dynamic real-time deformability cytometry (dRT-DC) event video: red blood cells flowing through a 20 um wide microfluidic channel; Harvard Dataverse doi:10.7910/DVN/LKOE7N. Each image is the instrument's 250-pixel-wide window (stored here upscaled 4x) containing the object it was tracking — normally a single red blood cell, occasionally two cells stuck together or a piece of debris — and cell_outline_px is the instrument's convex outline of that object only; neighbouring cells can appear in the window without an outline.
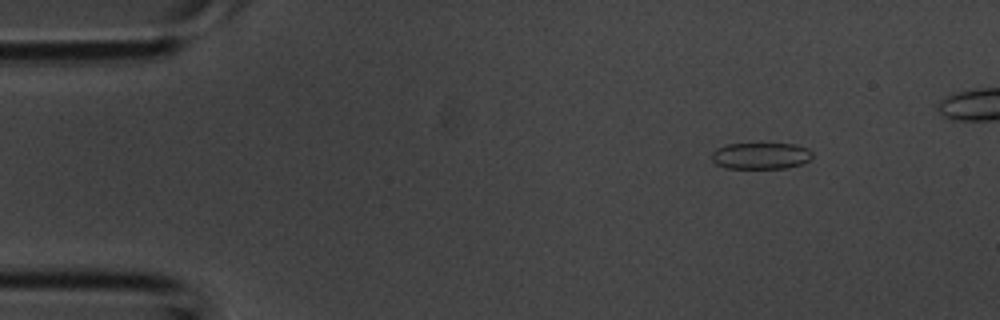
{"species": "common noctule bat (a hibernating species)", "species_latin": "Nyctalus noctula", "temperature_condition": "room temperature", "stored_images_in_passage": 4, "camera_frame_rate_fps": 3000, "um_per_image_px": 0.085, "animal": {"sex": "male", "body_mass_g": 20.1, "forearm_length_mm": 53.5}, "frame": {"image": 1, "passage_image": 1, "time_ms": 0.0, "image_size_px": [1000, 320], "cell_outline_px": [[812, 156], [808, 160], [800, 164], [788, 168], [724, 168], [716, 164], [712, 160], [712, 152], [716, 148], [728, 144], [796, 144], [808, 148], [812, 152]], "centroid_in_image_um": [64.65, 13.24], "position_along_channel_um": 20.3, "area_um2": 15.55}}
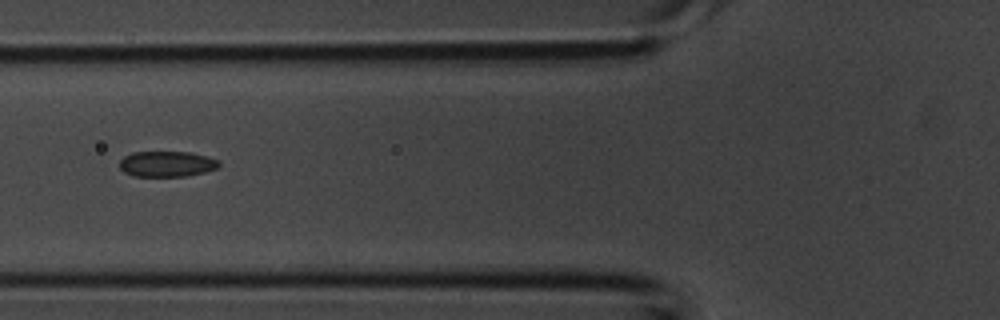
{"frame": {"image": 2, "passage_image": 4, "time_ms": 1.0, "image_size_px": [1000, 320], "cell_outline_px": [[220, 164], [216, 168], [204, 172], [184, 176], [132, 176], [124, 172], [120, 168], [120, 160], [124, 156], [132, 152], [192, 152], [208, 156], [220, 160]], "centroid_in_image_um": [14.18, 13.93], "position_along_channel_um": 111.6, "area_um2": 14.91}}